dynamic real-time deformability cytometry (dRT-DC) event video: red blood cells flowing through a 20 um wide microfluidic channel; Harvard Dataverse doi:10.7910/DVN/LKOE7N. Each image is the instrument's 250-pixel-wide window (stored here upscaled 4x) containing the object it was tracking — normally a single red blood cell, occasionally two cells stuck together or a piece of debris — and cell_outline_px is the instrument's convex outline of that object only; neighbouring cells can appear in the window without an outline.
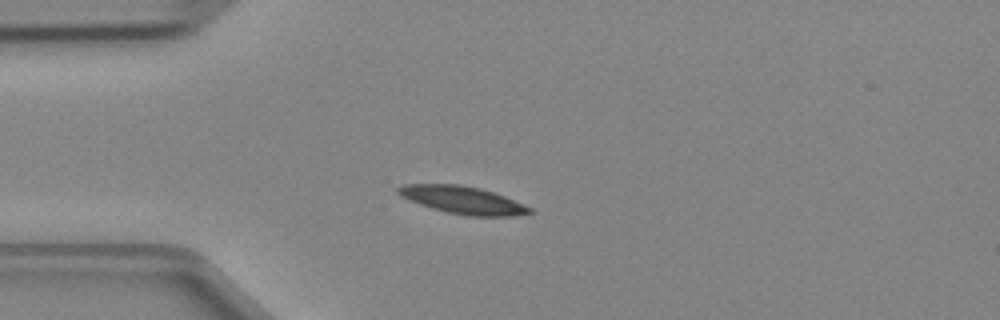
{"species": "Egyptian fruit bat (a non-hibernating species)", "species_latin": "Rousettus aegyptiacus", "temperature_condition": "cold", "stored_images_in_passage": 37, "camera_frame_rate_fps": 3000, "um_per_image_px": 0.085, "animal": {"sex": "female"}, "frame": {"image": 1, "passage_image": 1, "time_ms": 0.0, "image_size_px": [1000, 320], "cell_outline_px": [[532, 212], [512, 216], [468, 216], [448, 212], [432, 208], [420, 204], [400, 196], [396, 192], [396, 188], [404, 184], [460, 184], [480, 188], [504, 196], [532, 208]], "centroid_in_image_um": [39.3, 16.99], "position_along_channel_um": 45.7, "area_um2": 20.92}}
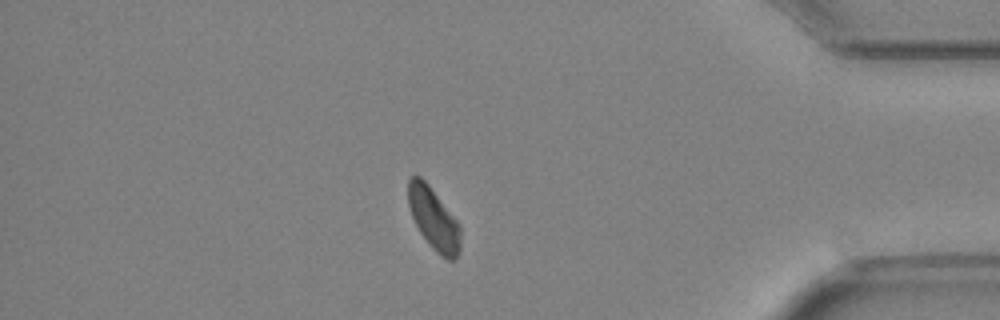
{"frame": {"image": 2, "passage_image": 30, "time_ms": 9.667, "image_size_px": [1000, 320], "cell_outline_px": [[460, 252], [452, 260], [448, 260], [440, 256], [432, 248], [420, 232], [412, 216], [408, 204], [408, 180], [412, 176], [420, 176], [428, 184], [460, 224]], "centroid_in_image_um": [36.87, 18.61], "position_along_channel_um": 398.3, "area_um2": 18.73}}
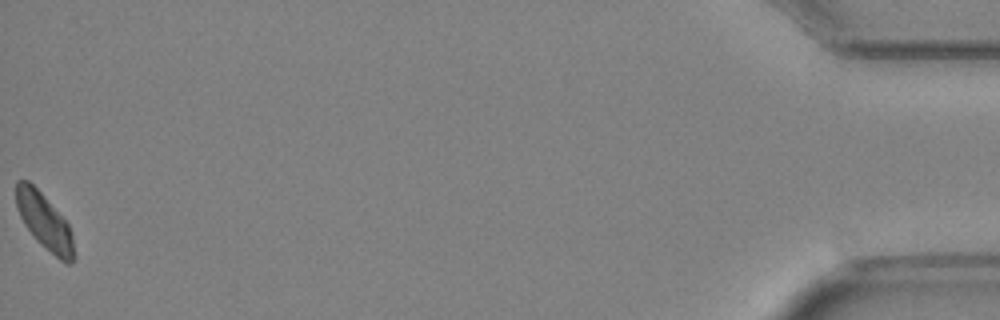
{"frame": {"image": 3, "passage_image": 37, "time_ms": 12.0, "image_size_px": [1000, 320], "cell_outline_px": [[76, 256], [72, 264], [68, 264], [60, 260], [40, 244], [36, 240], [24, 224], [16, 208], [16, 180], [28, 180], [40, 192], [68, 224], [72, 236]], "centroid_in_image_um": [3.78, 18.87], "position_along_channel_um": 431.4, "area_um2": 18.73}}